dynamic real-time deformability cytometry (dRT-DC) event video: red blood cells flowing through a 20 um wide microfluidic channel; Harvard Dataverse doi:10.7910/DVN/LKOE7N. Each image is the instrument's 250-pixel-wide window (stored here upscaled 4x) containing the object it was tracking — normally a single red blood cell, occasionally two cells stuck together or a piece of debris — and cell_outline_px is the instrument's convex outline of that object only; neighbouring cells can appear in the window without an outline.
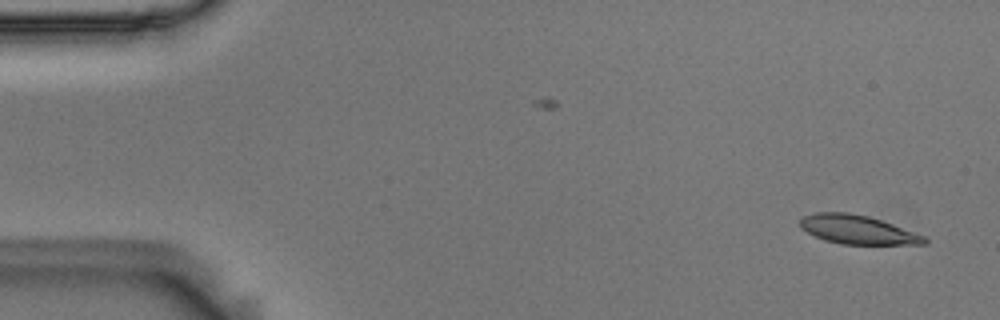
{"species": "Egyptian fruit bat (a non-hibernating species)", "species_latin": "Rousettus aegyptiacus", "temperature_condition": "room temperature", "stored_images_in_passage": 53, "camera_frame_rate_fps": 3000, "um_per_image_px": 0.085, "animal": {"sex": "male"}, "frame": {"image": 1, "passage_image": 2, "time_ms": 0.333, "image_size_px": [1000, 320], "cell_outline_px": [[928, 244], [840, 244], [824, 240], [800, 228], [800, 220], [804, 216], [816, 212], [848, 212], [868, 216], [928, 236]], "centroid_in_image_um": [72.93, 19.52], "position_along_channel_um": 12.1, "area_um2": 20.92}}
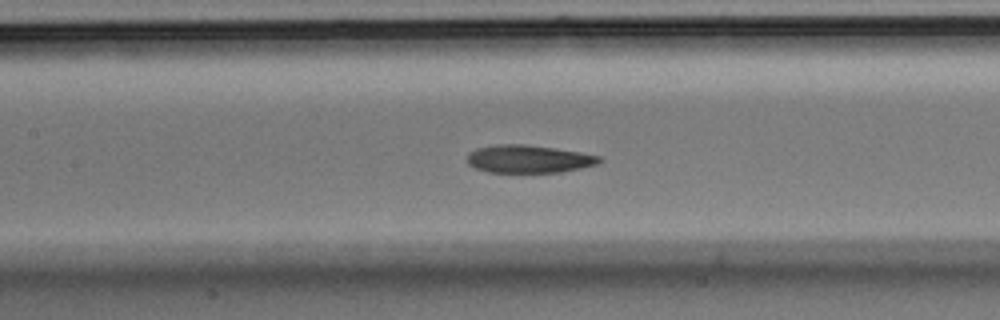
{"frame": {"image": 2, "passage_image": 24, "time_ms": 7.667, "image_size_px": [1000, 320], "cell_outline_px": [[604, 160], [596, 164], [580, 168], [560, 172], [488, 172], [476, 168], [468, 164], [468, 152], [476, 148], [496, 144], [524, 144], [580, 152], [600, 156]], "centroid_in_image_um": [44.92, 13.51], "position_along_channel_um": 162.5, "area_um2": 21.33}}
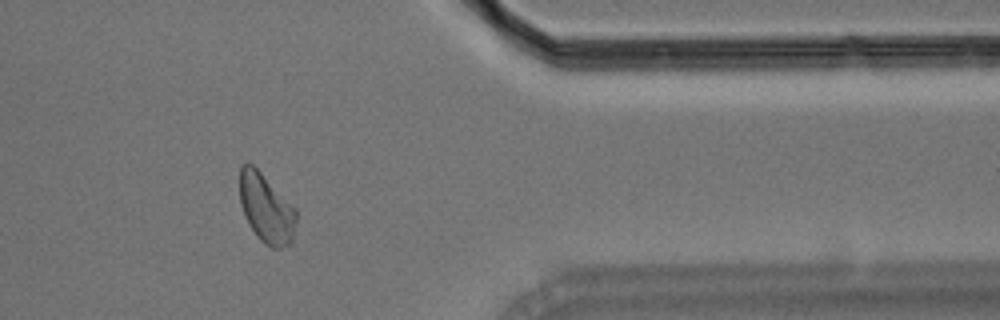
{"frame": {"image": 3, "passage_image": 44, "time_ms": 14.333, "image_size_px": [1000, 320], "cell_outline_px": [[296, 220], [292, 244], [280, 248], [272, 248], [264, 244], [260, 240], [248, 224], [240, 204], [240, 164], [248, 160], [296, 208]], "centroid_in_image_um": [22.62, 17.72], "position_along_channel_um": 388.8, "area_um2": 22.89}, "authors_computed_cell_mechanics": {"area_um2": 22.253, "velocity_mm_per_s": 3.6819, "shape_relaxation_time_tau1_ms": 5.7364, "shape_relaxation_time_tau2_ms": 8.0242, "deformation_change_tau1": 0.1431, "deformation_change_tau2": 0.1689}}